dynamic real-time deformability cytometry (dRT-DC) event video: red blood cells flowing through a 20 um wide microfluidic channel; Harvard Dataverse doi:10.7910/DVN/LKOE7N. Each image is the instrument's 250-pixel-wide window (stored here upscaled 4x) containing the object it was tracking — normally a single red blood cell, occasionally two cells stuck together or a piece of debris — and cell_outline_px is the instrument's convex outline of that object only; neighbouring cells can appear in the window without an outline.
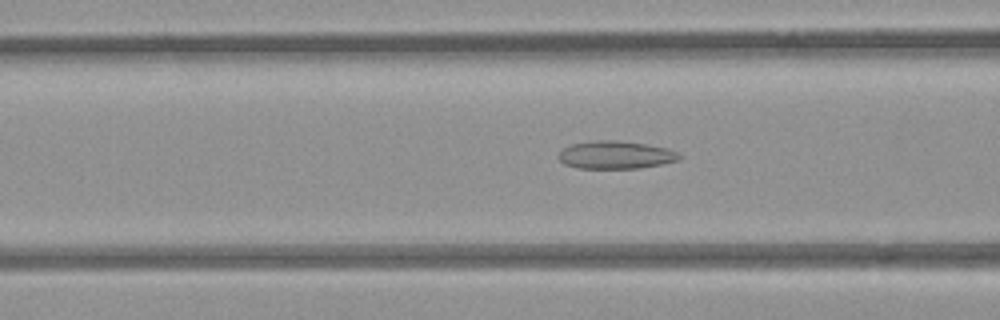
{"species": "common noctule bat (a hibernating species)", "species_latin": "Nyctalus noctula", "temperature_condition": "room temperature", "stored_images_in_passage": 48, "camera_frame_rate_fps": 3000, "um_per_image_px": 0.085, "animal": {"sex": "female", "body_mass_g": 21.9}, "frame": {"image": 1, "passage_image": 21, "time_ms": 6.667, "image_size_px": [1000, 320], "cell_outline_px": [[680, 160], [640, 168], [576, 168], [564, 164], [556, 156], [564, 148], [572, 144], [596, 140], [616, 140], [644, 144], [668, 148], [676, 152], [680, 156]], "centroid_in_image_um": [52.3, 13.17], "position_along_channel_um": 114.3, "area_um2": 19.48}}
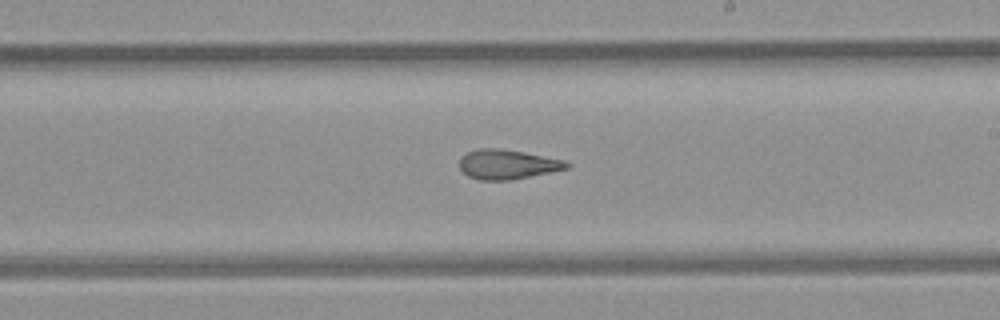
{"frame": {"image": 2, "passage_image": 31, "time_ms": 10.0, "image_size_px": [1000, 320], "cell_outline_px": [[572, 164], [568, 168], [512, 180], [480, 180], [468, 176], [460, 168], [460, 156], [468, 152], [480, 148], [500, 148], [524, 152], [564, 160]], "centroid_in_image_um": [43.12, 13.97], "position_along_channel_um": 245.9, "area_um2": 18.44}}
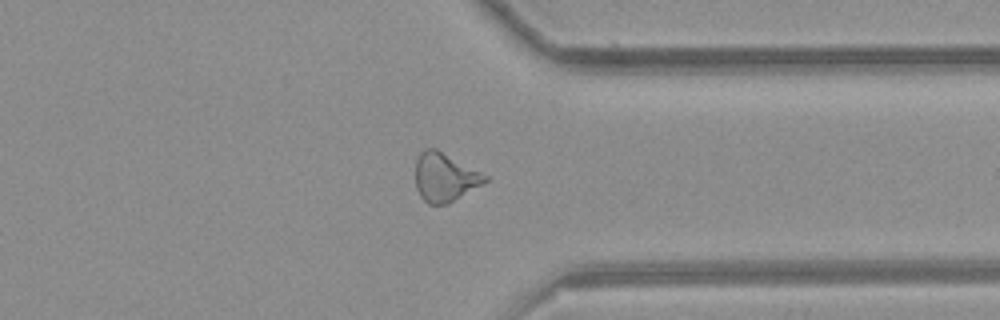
{"frame": {"image": 3, "passage_image": 41, "time_ms": 13.333, "image_size_px": [1000, 320], "cell_outline_px": [[488, 180], [448, 204], [428, 204], [420, 196], [416, 188], [416, 160], [420, 152], [428, 148], [436, 148], [488, 176]], "centroid_in_image_um": [37.78, 15.06], "position_along_channel_um": 373.6, "area_um2": 19.48}, "authors_computed_cell_mechanics": {"area_um2": 19.5653, "velocity_mm_per_s": 3.9379, "shape_relaxation_time_tau1_ms": null, "shape_relaxation_time_tau2_ms": 2.7682, "deformation_change_tau1": null, "deformation_change_tau2": 0.1146}}